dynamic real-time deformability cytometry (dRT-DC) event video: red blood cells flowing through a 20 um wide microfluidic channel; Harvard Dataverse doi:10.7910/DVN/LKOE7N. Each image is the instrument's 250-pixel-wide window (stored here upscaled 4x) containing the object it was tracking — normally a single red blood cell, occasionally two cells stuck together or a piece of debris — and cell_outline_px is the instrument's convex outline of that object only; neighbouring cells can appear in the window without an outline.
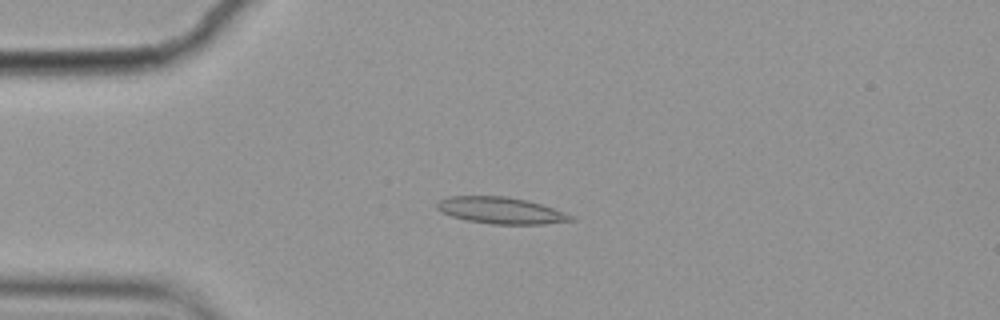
{"species": "common noctule bat (a hibernating species)", "species_latin": "Nyctalus noctula", "temperature_condition": "cold", "stored_images_in_passage": 9, "camera_frame_rate_fps": 3000, "um_per_image_px": 0.085, "animal": {"sex": "female", "body_mass_g": 19.9}, "frame": {"image": 1, "passage_image": 2, "time_ms": 0.333, "image_size_px": [1000, 320], "cell_outline_px": [[576, 220], [544, 224], [492, 224], [468, 220], [452, 216], [440, 212], [436, 208], [436, 204], [440, 200], [448, 196], [508, 196], [528, 200], [576, 216]], "centroid_in_image_um": [42.59, 17.88], "position_along_channel_um": 42.4, "area_um2": 20.81}}
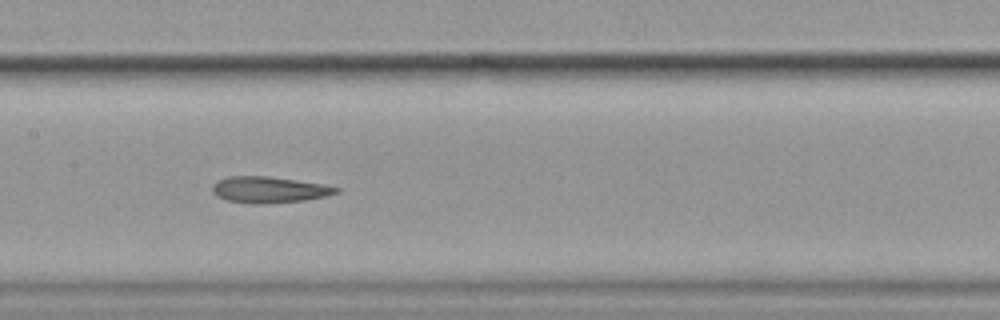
{"frame": {"image": 2, "passage_image": 6, "time_ms": 1.667, "image_size_px": [1000, 320], "cell_outline_px": [[340, 192], [328, 196], [304, 200], [268, 204], [252, 204], [228, 200], [216, 196], [212, 192], [212, 184], [216, 180], [228, 176], [268, 176], [324, 184], [340, 188]], "centroid_in_image_um": [22.87, 16.13], "position_along_channel_um": 184.5, "area_um2": 19.19}}
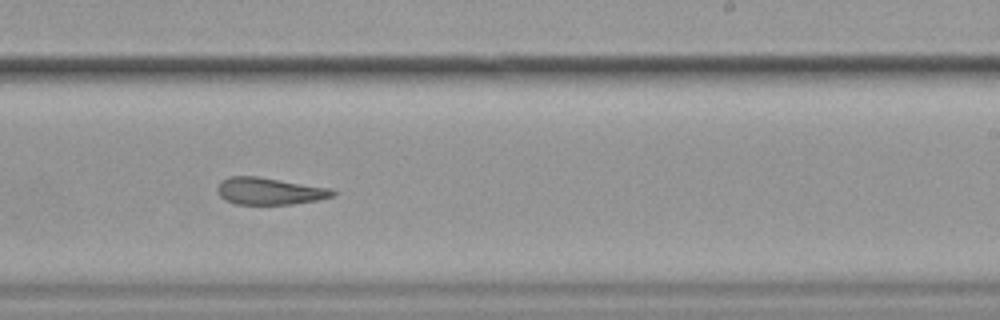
{"frame": {"image": 3, "passage_image": 8, "time_ms": 2.333, "image_size_px": [1000, 320], "cell_outline_px": [[336, 192], [332, 196], [320, 200], [292, 204], [236, 204], [224, 200], [220, 196], [216, 188], [228, 176], [256, 176], [332, 188]], "centroid_in_image_um": [22.92, 16.25], "position_along_channel_um": 266.1, "area_um2": 18.15}}